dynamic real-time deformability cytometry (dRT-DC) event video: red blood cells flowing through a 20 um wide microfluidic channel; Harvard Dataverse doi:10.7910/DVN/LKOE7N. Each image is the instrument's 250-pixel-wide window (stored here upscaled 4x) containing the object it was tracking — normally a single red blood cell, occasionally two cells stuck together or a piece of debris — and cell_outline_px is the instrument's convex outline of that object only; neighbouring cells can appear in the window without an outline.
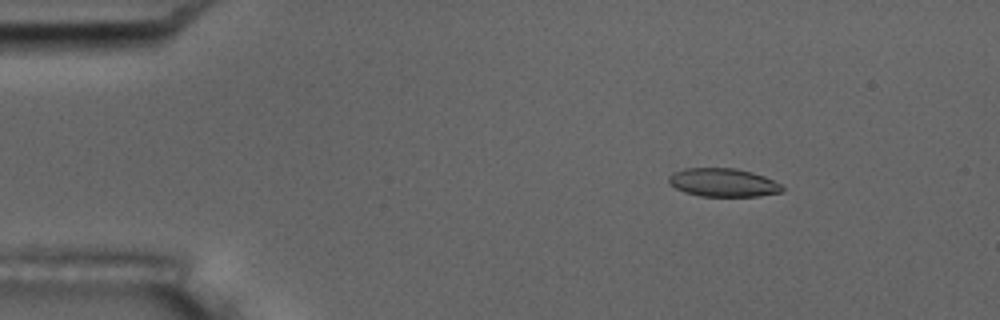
{"species": "common noctule bat (a hibernating species)", "species_latin": "Nyctalus noctula", "temperature_condition": "room temperature", "stored_images_in_passage": 53, "camera_frame_rate_fps": 3000, "um_per_image_px": 0.085, "animal": {"sex": "male", "body_mass_g": 17.5, "forearm_length_mm": 52.3}, "frame": {"image": 1, "passage_image": 7, "time_ms": 2.0, "image_size_px": [1000, 320], "cell_outline_px": [[784, 192], [760, 196], [700, 196], [684, 192], [668, 184], [668, 176], [672, 172], [684, 168], [736, 168], [752, 172], [764, 176], [780, 184], [784, 188]], "centroid_in_image_um": [61.45, 15.51], "position_along_channel_um": 23.6, "area_um2": 18.96}}
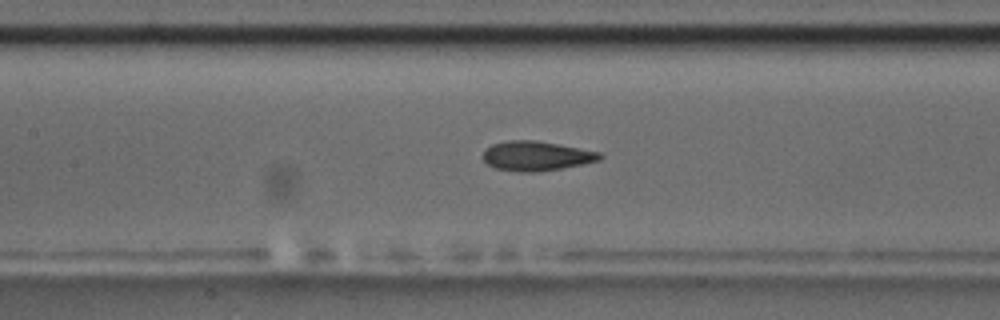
{"frame": {"image": 2, "passage_image": 24, "time_ms": 7.667, "image_size_px": [1000, 320], "cell_outline_px": [[604, 156], [600, 160], [560, 168], [536, 172], [520, 172], [496, 168], [488, 164], [480, 156], [484, 148], [492, 144], [508, 140], [536, 140], [600, 152]], "centroid_in_image_um": [45.53, 13.24], "position_along_channel_um": 161.9, "area_um2": 20.11}}
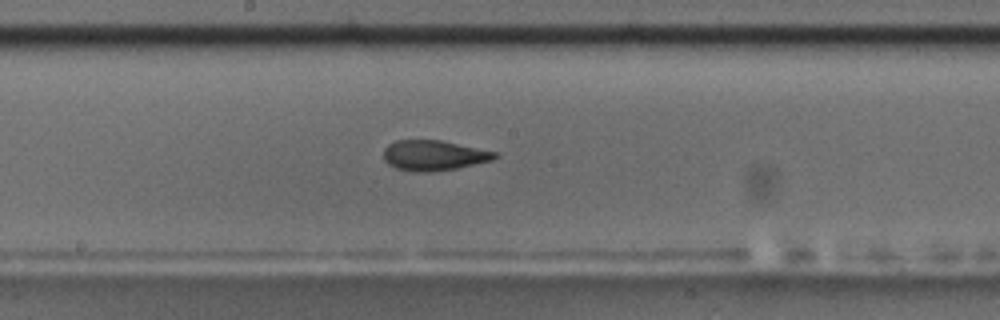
{"frame": {"image": 3, "passage_image": 28, "time_ms": 9.0, "image_size_px": [1000, 320], "cell_outline_px": [[500, 156], [492, 160], [456, 168], [428, 172], [412, 172], [396, 168], [388, 164], [384, 160], [384, 148], [388, 144], [396, 140], [440, 140], [496, 152]], "centroid_in_image_um": [36.84, 13.21], "position_along_channel_um": 211.4, "area_um2": 19.54}, "authors_computed_cell_mechanics": {"area_um2": 19.7676, "velocity_mm_per_s": 3.7439, "shape_relaxation_time_tau1_ms": 3.9465, "shape_relaxation_time_tau2_ms": 1.4946, "deformation_change_tau1": 0.1402, "deformation_change_tau2": 0.0821}}